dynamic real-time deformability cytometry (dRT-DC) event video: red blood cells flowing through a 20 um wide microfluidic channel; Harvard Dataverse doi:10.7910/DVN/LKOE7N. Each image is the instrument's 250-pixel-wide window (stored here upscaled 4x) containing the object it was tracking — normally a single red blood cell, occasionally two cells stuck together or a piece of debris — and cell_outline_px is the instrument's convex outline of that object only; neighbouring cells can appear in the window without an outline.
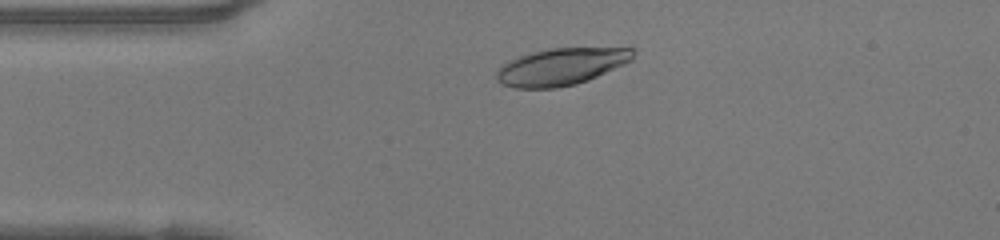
{"species": "human", "species_latin": "Homo sapiens", "temperature_condition": "warm", "stored_images_in_passage": 43, "camera_frame_rate_fps": 3000, "um_per_image_px": 0.085, "donor": {"sex": "female"}, "frame": {"image": 1, "passage_image": 5, "time_ms": 1.333, "image_size_px": [1000, 240], "cell_outline_px": [[636, 52], [632, 60], [624, 64], [588, 80], [576, 84], [556, 88], [512, 88], [496, 80], [496, 72], [508, 60], [532, 52], [552, 48], [636, 48]], "centroid_in_image_um": [47.71, 5.67], "position_along_channel_um": 37.3, "area_um2": 29.36}}
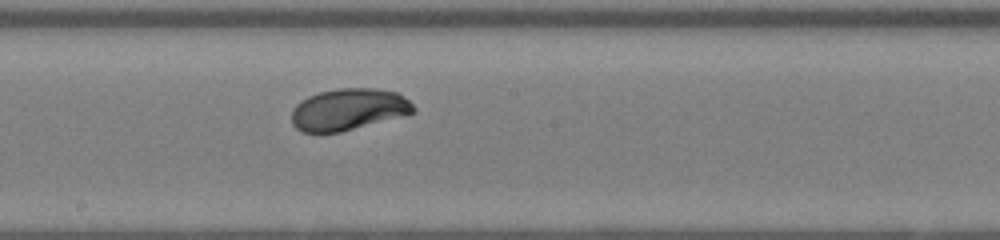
{"frame": {"image": 2, "passage_image": 20, "time_ms": 6.333, "image_size_px": [1000, 240], "cell_outline_px": [[416, 112], [340, 132], [304, 132], [296, 128], [292, 124], [292, 108], [300, 100], [308, 96], [320, 92], [340, 88], [372, 88], [396, 92], [408, 100], [416, 108]], "centroid_in_image_um": [29.59, 9.29], "position_along_channel_um": 218.6, "area_um2": 29.36}}
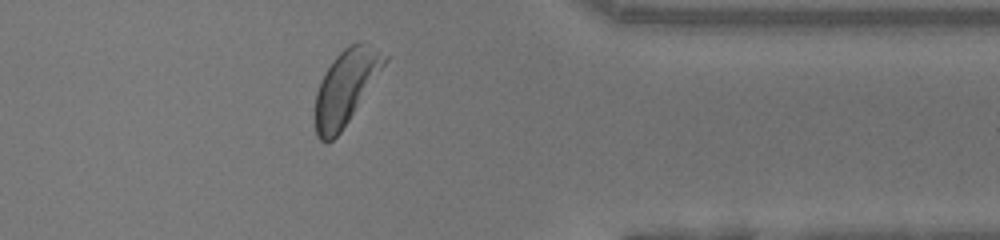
{"frame": {"image": 3, "passage_image": 33, "time_ms": 10.667, "image_size_px": [1000, 240], "cell_outline_px": [[388, 60], [340, 132], [328, 144], [324, 144], [316, 136], [312, 116], [316, 92], [320, 80], [324, 72], [332, 60], [348, 44], [368, 44], [388, 56]], "centroid_in_image_um": [29.3, 7.47], "position_along_channel_um": 382.1, "area_um2": 30.06}, "authors_computed_cell_mechanics": {"area_um2": 29.8826, "velocity_mm_per_s": 4.1571, "shape_relaxation_time_tau1_ms": 3.5901, "shape_relaxation_time_tau2_ms": null, "deformation_change_tau1": 0.1843, "deformation_change_tau2": null}}